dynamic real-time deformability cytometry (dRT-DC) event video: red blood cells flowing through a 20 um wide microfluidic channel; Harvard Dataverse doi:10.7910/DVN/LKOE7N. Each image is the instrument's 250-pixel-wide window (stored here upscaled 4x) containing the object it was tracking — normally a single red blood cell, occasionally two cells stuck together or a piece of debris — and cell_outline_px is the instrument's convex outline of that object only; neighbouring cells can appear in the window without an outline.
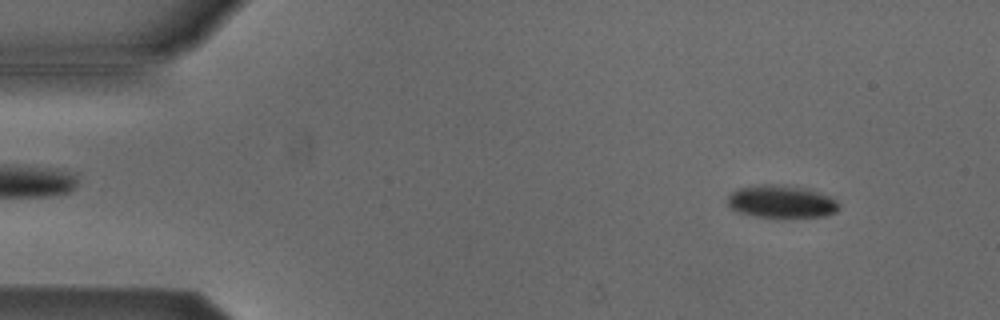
{"species": "Egyptian fruit bat (a non-hibernating species)", "species_latin": "Rousettus aegyptiacus", "temperature_condition": "cold", "stored_images_in_passage": 53, "camera_frame_rate_fps": 3000, "um_per_image_px": 0.085, "animal": {"sex": "male"}, "frame": {"image": 1, "passage_image": 5, "time_ms": 1.333, "image_size_px": [1000, 320], "cell_outline_px": [[840, 208], [836, 212], [824, 216], [756, 216], [736, 212], [728, 204], [728, 196], [736, 188], [760, 184], [784, 184], [832, 196], [840, 204]], "centroid_in_image_um": [66.4, 17.11], "position_along_channel_um": 18.6, "area_um2": 20.98}}
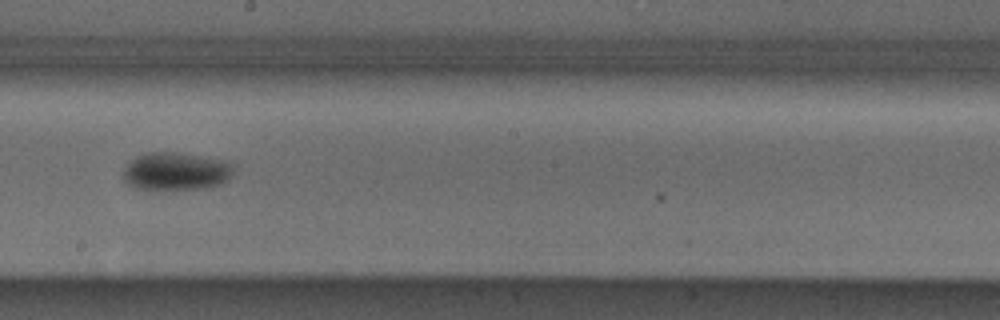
{"frame": {"image": 2, "passage_image": 29, "time_ms": 9.333, "image_size_px": [1000, 320], "cell_outline_px": [[236, 164], [228, 180], [220, 184], [204, 188], [160, 192], [152, 192], [136, 188], [128, 184], [124, 180], [124, 168], [132, 160], [148, 152], [172, 152], [200, 156], [224, 160]], "centroid_in_image_um": [14.96, 14.61], "position_along_channel_um": 233.2, "area_um2": 24.97}}
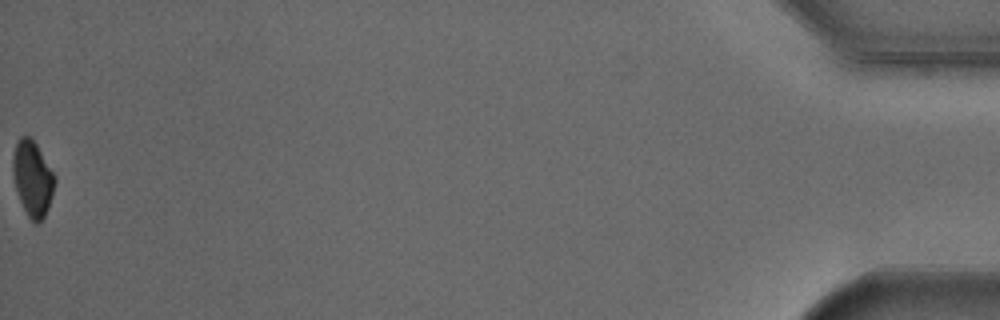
{"frame": {"image": 3, "passage_image": 53, "time_ms": 17.333, "image_size_px": [1000, 320], "cell_outline_px": [[56, 180], [52, 196], [48, 208], [44, 216], [36, 224], [28, 216], [20, 200], [12, 176], [12, 156], [16, 144], [20, 136], [32, 136], [56, 176]], "centroid_in_image_um": [2.77, 15.12], "position_along_channel_um": 432.4, "area_um2": 18.5}, "authors_computed_cell_mechanics": {"area_um2": 21.964, "velocity_mm_per_s": 3.8208, "shape_relaxation_time_tau1_ms": 1.9113, "shape_relaxation_time_tau2_ms": null, "deformation_change_tau1": 0.0579, "deformation_change_tau2": null}}